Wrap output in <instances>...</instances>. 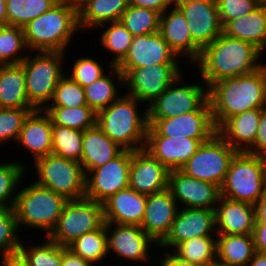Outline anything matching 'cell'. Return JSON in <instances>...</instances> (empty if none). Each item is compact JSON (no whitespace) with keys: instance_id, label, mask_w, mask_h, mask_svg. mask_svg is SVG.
Masks as SVG:
<instances>
[{"instance_id":"d6a6232c","label":"cell","mask_w":266,"mask_h":266,"mask_svg":"<svg viewBox=\"0 0 266 266\" xmlns=\"http://www.w3.org/2000/svg\"><path fill=\"white\" fill-rule=\"evenodd\" d=\"M107 64L110 75L106 73L107 75L105 74L100 79L84 87L87 104L96 113L122 96L118 94V86L124 87V75L116 66H112L110 63ZM114 77L116 78L114 79Z\"/></svg>"},{"instance_id":"2e32d148","label":"cell","mask_w":266,"mask_h":266,"mask_svg":"<svg viewBox=\"0 0 266 266\" xmlns=\"http://www.w3.org/2000/svg\"><path fill=\"white\" fill-rule=\"evenodd\" d=\"M106 241L107 253L135 262H152L150 246H158L138 225L106 223Z\"/></svg>"},{"instance_id":"d590c367","label":"cell","mask_w":266,"mask_h":266,"mask_svg":"<svg viewBox=\"0 0 266 266\" xmlns=\"http://www.w3.org/2000/svg\"><path fill=\"white\" fill-rule=\"evenodd\" d=\"M74 254L89 261L92 265L107 257L106 223L99 229L85 233L67 246Z\"/></svg>"},{"instance_id":"ffe728a7","label":"cell","mask_w":266,"mask_h":266,"mask_svg":"<svg viewBox=\"0 0 266 266\" xmlns=\"http://www.w3.org/2000/svg\"><path fill=\"white\" fill-rule=\"evenodd\" d=\"M169 170L145 149L131 151L129 187L143 195L168 189Z\"/></svg>"},{"instance_id":"3957f363","label":"cell","mask_w":266,"mask_h":266,"mask_svg":"<svg viewBox=\"0 0 266 266\" xmlns=\"http://www.w3.org/2000/svg\"><path fill=\"white\" fill-rule=\"evenodd\" d=\"M25 42L32 51L66 53L74 32L80 30L76 0H65L23 27Z\"/></svg>"},{"instance_id":"7402d4cb","label":"cell","mask_w":266,"mask_h":266,"mask_svg":"<svg viewBox=\"0 0 266 266\" xmlns=\"http://www.w3.org/2000/svg\"><path fill=\"white\" fill-rule=\"evenodd\" d=\"M159 33L179 58L186 57V62L193 65L200 57L202 49L193 41L187 20L177 7H171L161 14Z\"/></svg>"},{"instance_id":"d6986e66","label":"cell","mask_w":266,"mask_h":266,"mask_svg":"<svg viewBox=\"0 0 266 266\" xmlns=\"http://www.w3.org/2000/svg\"><path fill=\"white\" fill-rule=\"evenodd\" d=\"M179 57L159 32L134 36L125 58L117 68H142L156 64H180ZM178 59V60H177Z\"/></svg>"},{"instance_id":"db71d44e","label":"cell","mask_w":266,"mask_h":266,"mask_svg":"<svg viewBox=\"0 0 266 266\" xmlns=\"http://www.w3.org/2000/svg\"><path fill=\"white\" fill-rule=\"evenodd\" d=\"M256 223L255 226H266V192L254 205Z\"/></svg>"},{"instance_id":"ac0fdd59","label":"cell","mask_w":266,"mask_h":266,"mask_svg":"<svg viewBox=\"0 0 266 266\" xmlns=\"http://www.w3.org/2000/svg\"><path fill=\"white\" fill-rule=\"evenodd\" d=\"M215 232V210L179 208L168 235L158 247L171 251L183 241L207 235H217Z\"/></svg>"},{"instance_id":"60d3db41","label":"cell","mask_w":266,"mask_h":266,"mask_svg":"<svg viewBox=\"0 0 266 266\" xmlns=\"http://www.w3.org/2000/svg\"><path fill=\"white\" fill-rule=\"evenodd\" d=\"M160 16L155 10L128 5L119 21L133 36H140L159 32Z\"/></svg>"},{"instance_id":"9c48e42d","label":"cell","mask_w":266,"mask_h":266,"mask_svg":"<svg viewBox=\"0 0 266 266\" xmlns=\"http://www.w3.org/2000/svg\"><path fill=\"white\" fill-rule=\"evenodd\" d=\"M104 223L103 204L87 198L68 200L55 228L45 238L67 247L75 239L99 229Z\"/></svg>"},{"instance_id":"bcb514c9","label":"cell","mask_w":266,"mask_h":266,"mask_svg":"<svg viewBox=\"0 0 266 266\" xmlns=\"http://www.w3.org/2000/svg\"><path fill=\"white\" fill-rule=\"evenodd\" d=\"M34 108H0V143L18 140L23 123Z\"/></svg>"},{"instance_id":"8fae6325","label":"cell","mask_w":266,"mask_h":266,"mask_svg":"<svg viewBox=\"0 0 266 266\" xmlns=\"http://www.w3.org/2000/svg\"><path fill=\"white\" fill-rule=\"evenodd\" d=\"M217 129L214 125L211 105L207 99L196 111L171 118L148 119L146 137L191 138L208 140Z\"/></svg>"},{"instance_id":"1f68e13d","label":"cell","mask_w":266,"mask_h":266,"mask_svg":"<svg viewBox=\"0 0 266 266\" xmlns=\"http://www.w3.org/2000/svg\"><path fill=\"white\" fill-rule=\"evenodd\" d=\"M252 235L217 234V260L225 266H248L255 254Z\"/></svg>"},{"instance_id":"5b68a950","label":"cell","mask_w":266,"mask_h":266,"mask_svg":"<svg viewBox=\"0 0 266 266\" xmlns=\"http://www.w3.org/2000/svg\"><path fill=\"white\" fill-rule=\"evenodd\" d=\"M67 199L35 182L17 192L14 204L17 224L46 232L48 236L55 228Z\"/></svg>"},{"instance_id":"e0dca14e","label":"cell","mask_w":266,"mask_h":266,"mask_svg":"<svg viewBox=\"0 0 266 266\" xmlns=\"http://www.w3.org/2000/svg\"><path fill=\"white\" fill-rule=\"evenodd\" d=\"M176 7L187 20L191 37L201 49L223 33L216 1L189 0Z\"/></svg>"},{"instance_id":"6f0895ef","label":"cell","mask_w":266,"mask_h":266,"mask_svg":"<svg viewBox=\"0 0 266 266\" xmlns=\"http://www.w3.org/2000/svg\"><path fill=\"white\" fill-rule=\"evenodd\" d=\"M0 24L7 25L6 0H0Z\"/></svg>"},{"instance_id":"f1b7e54d","label":"cell","mask_w":266,"mask_h":266,"mask_svg":"<svg viewBox=\"0 0 266 266\" xmlns=\"http://www.w3.org/2000/svg\"><path fill=\"white\" fill-rule=\"evenodd\" d=\"M79 29H95L101 24L117 22L129 0H76Z\"/></svg>"},{"instance_id":"7dc6e473","label":"cell","mask_w":266,"mask_h":266,"mask_svg":"<svg viewBox=\"0 0 266 266\" xmlns=\"http://www.w3.org/2000/svg\"><path fill=\"white\" fill-rule=\"evenodd\" d=\"M72 66L68 76L83 88L105 75L101 62L89 56L76 59Z\"/></svg>"},{"instance_id":"8d00e7d4","label":"cell","mask_w":266,"mask_h":266,"mask_svg":"<svg viewBox=\"0 0 266 266\" xmlns=\"http://www.w3.org/2000/svg\"><path fill=\"white\" fill-rule=\"evenodd\" d=\"M107 26L109 27L107 28ZM99 27L105 28V30H101L103 32L100 33L99 43H101L103 48L114 54L113 59L109 62L112 66H117L128 53L134 36L120 21L104 23L97 28Z\"/></svg>"},{"instance_id":"6da1fadb","label":"cell","mask_w":266,"mask_h":266,"mask_svg":"<svg viewBox=\"0 0 266 266\" xmlns=\"http://www.w3.org/2000/svg\"><path fill=\"white\" fill-rule=\"evenodd\" d=\"M263 53L250 42L222 33L201 50L200 57L193 66H198L199 75L209 88L222 79L238 77L258 70L264 65L263 61H260Z\"/></svg>"},{"instance_id":"e575fe53","label":"cell","mask_w":266,"mask_h":266,"mask_svg":"<svg viewBox=\"0 0 266 266\" xmlns=\"http://www.w3.org/2000/svg\"><path fill=\"white\" fill-rule=\"evenodd\" d=\"M44 111L49 115L52 124L88 130L96 125L97 113L88 105L80 107L47 106Z\"/></svg>"},{"instance_id":"8992f818","label":"cell","mask_w":266,"mask_h":266,"mask_svg":"<svg viewBox=\"0 0 266 266\" xmlns=\"http://www.w3.org/2000/svg\"><path fill=\"white\" fill-rule=\"evenodd\" d=\"M27 56L20 63L25 74V86L29 104L44 110L52 100L59 80L64 76L65 53L57 51H38Z\"/></svg>"},{"instance_id":"4316f807","label":"cell","mask_w":266,"mask_h":266,"mask_svg":"<svg viewBox=\"0 0 266 266\" xmlns=\"http://www.w3.org/2000/svg\"><path fill=\"white\" fill-rule=\"evenodd\" d=\"M263 109L254 108L228 118L217 133L237 152H247L254 145Z\"/></svg>"},{"instance_id":"c3c4849f","label":"cell","mask_w":266,"mask_h":266,"mask_svg":"<svg viewBox=\"0 0 266 266\" xmlns=\"http://www.w3.org/2000/svg\"><path fill=\"white\" fill-rule=\"evenodd\" d=\"M217 7L222 26L229 21L239 19L254 9L261 3V0H217Z\"/></svg>"},{"instance_id":"f907efd6","label":"cell","mask_w":266,"mask_h":266,"mask_svg":"<svg viewBox=\"0 0 266 266\" xmlns=\"http://www.w3.org/2000/svg\"><path fill=\"white\" fill-rule=\"evenodd\" d=\"M129 5L155 10L160 14L173 7L170 0H129Z\"/></svg>"},{"instance_id":"816d5d0a","label":"cell","mask_w":266,"mask_h":266,"mask_svg":"<svg viewBox=\"0 0 266 266\" xmlns=\"http://www.w3.org/2000/svg\"><path fill=\"white\" fill-rule=\"evenodd\" d=\"M61 266H93L89 261L74 254L67 247L63 246Z\"/></svg>"},{"instance_id":"b9f144b4","label":"cell","mask_w":266,"mask_h":266,"mask_svg":"<svg viewBox=\"0 0 266 266\" xmlns=\"http://www.w3.org/2000/svg\"><path fill=\"white\" fill-rule=\"evenodd\" d=\"M23 50L28 52L23 28L2 25V33L0 35V65L20 64L27 56L21 53Z\"/></svg>"},{"instance_id":"603a6c76","label":"cell","mask_w":266,"mask_h":266,"mask_svg":"<svg viewBox=\"0 0 266 266\" xmlns=\"http://www.w3.org/2000/svg\"><path fill=\"white\" fill-rule=\"evenodd\" d=\"M216 233L252 235L256 216L253 204L221 196L215 207Z\"/></svg>"},{"instance_id":"7c38bea8","label":"cell","mask_w":266,"mask_h":266,"mask_svg":"<svg viewBox=\"0 0 266 266\" xmlns=\"http://www.w3.org/2000/svg\"><path fill=\"white\" fill-rule=\"evenodd\" d=\"M124 75L126 94L148 108L183 73L180 64H156L142 68H118Z\"/></svg>"},{"instance_id":"5bb4252c","label":"cell","mask_w":266,"mask_h":266,"mask_svg":"<svg viewBox=\"0 0 266 266\" xmlns=\"http://www.w3.org/2000/svg\"><path fill=\"white\" fill-rule=\"evenodd\" d=\"M130 163L131 150L124 149L104 166L87 172L85 198L103 204L118 191L128 188Z\"/></svg>"},{"instance_id":"ee69618b","label":"cell","mask_w":266,"mask_h":266,"mask_svg":"<svg viewBox=\"0 0 266 266\" xmlns=\"http://www.w3.org/2000/svg\"><path fill=\"white\" fill-rule=\"evenodd\" d=\"M18 231L14 208L0 209V256L19 252L22 240Z\"/></svg>"},{"instance_id":"74e56055","label":"cell","mask_w":266,"mask_h":266,"mask_svg":"<svg viewBox=\"0 0 266 266\" xmlns=\"http://www.w3.org/2000/svg\"><path fill=\"white\" fill-rule=\"evenodd\" d=\"M83 132L53 124L52 154L80 163L83 150Z\"/></svg>"},{"instance_id":"681fc988","label":"cell","mask_w":266,"mask_h":266,"mask_svg":"<svg viewBox=\"0 0 266 266\" xmlns=\"http://www.w3.org/2000/svg\"><path fill=\"white\" fill-rule=\"evenodd\" d=\"M247 152L266 158V108L261 111L254 145Z\"/></svg>"},{"instance_id":"4fadbf2b","label":"cell","mask_w":266,"mask_h":266,"mask_svg":"<svg viewBox=\"0 0 266 266\" xmlns=\"http://www.w3.org/2000/svg\"><path fill=\"white\" fill-rule=\"evenodd\" d=\"M183 77H178L147 108L148 119L171 118L196 111L208 99V87L205 83L184 85Z\"/></svg>"},{"instance_id":"f6af8a7d","label":"cell","mask_w":266,"mask_h":266,"mask_svg":"<svg viewBox=\"0 0 266 266\" xmlns=\"http://www.w3.org/2000/svg\"><path fill=\"white\" fill-rule=\"evenodd\" d=\"M50 103L48 106L80 107L88 105L84 88L68 74H65L57 83Z\"/></svg>"},{"instance_id":"83f0119b","label":"cell","mask_w":266,"mask_h":266,"mask_svg":"<svg viewBox=\"0 0 266 266\" xmlns=\"http://www.w3.org/2000/svg\"><path fill=\"white\" fill-rule=\"evenodd\" d=\"M124 149L112 141L97 125L83 132V150L80 164L85 172L104 166Z\"/></svg>"},{"instance_id":"d4e9b609","label":"cell","mask_w":266,"mask_h":266,"mask_svg":"<svg viewBox=\"0 0 266 266\" xmlns=\"http://www.w3.org/2000/svg\"><path fill=\"white\" fill-rule=\"evenodd\" d=\"M147 196L130 187L118 191L103 203L105 223L141 225Z\"/></svg>"},{"instance_id":"94428289","label":"cell","mask_w":266,"mask_h":266,"mask_svg":"<svg viewBox=\"0 0 266 266\" xmlns=\"http://www.w3.org/2000/svg\"><path fill=\"white\" fill-rule=\"evenodd\" d=\"M57 3H59V2H63V1H65V0H55Z\"/></svg>"},{"instance_id":"30bf717a","label":"cell","mask_w":266,"mask_h":266,"mask_svg":"<svg viewBox=\"0 0 266 266\" xmlns=\"http://www.w3.org/2000/svg\"><path fill=\"white\" fill-rule=\"evenodd\" d=\"M237 151L217 132L203 142L197 152L180 169L185 175L211 182L220 188Z\"/></svg>"},{"instance_id":"ba28073f","label":"cell","mask_w":266,"mask_h":266,"mask_svg":"<svg viewBox=\"0 0 266 266\" xmlns=\"http://www.w3.org/2000/svg\"><path fill=\"white\" fill-rule=\"evenodd\" d=\"M37 185L64 196L67 200L85 198L86 174L77 161L48 154L34 162Z\"/></svg>"},{"instance_id":"11a10c76","label":"cell","mask_w":266,"mask_h":266,"mask_svg":"<svg viewBox=\"0 0 266 266\" xmlns=\"http://www.w3.org/2000/svg\"><path fill=\"white\" fill-rule=\"evenodd\" d=\"M1 263V266H29L28 262L19 252L7 256H2Z\"/></svg>"},{"instance_id":"484cf974","label":"cell","mask_w":266,"mask_h":266,"mask_svg":"<svg viewBox=\"0 0 266 266\" xmlns=\"http://www.w3.org/2000/svg\"><path fill=\"white\" fill-rule=\"evenodd\" d=\"M52 122L44 110L35 109L26 117L17 140L34 162L52 153Z\"/></svg>"},{"instance_id":"7bdbcfd3","label":"cell","mask_w":266,"mask_h":266,"mask_svg":"<svg viewBox=\"0 0 266 266\" xmlns=\"http://www.w3.org/2000/svg\"><path fill=\"white\" fill-rule=\"evenodd\" d=\"M23 243L22 240L19 253L29 266H61L63 246L49 238L39 245L32 244L26 247Z\"/></svg>"},{"instance_id":"7a4b0ae2","label":"cell","mask_w":266,"mask_h":266,"mask_svg":"<svg viewBox=\"0 0 266 266\" xmlns=\"http://www.w3.org/2000/svg\"><path fill=\"white\" fill-rule=\"evenodd\" d=\"M208 100L216 129L234 115L266 108V63L254 72L213 83Z\"/></svg>"},{"instance_id":"9a60e30c","label":"cell","mask_w":266,"mask_h":266,"mask_svg":"<svg viewBox=\"0 0 266 266\" xmlns=\"http://www.w3.org/2000/svg\"><path fill=\"white\" fill-rule=\"evenodd\" d=\"M168 189L181 208L215 210L221 197V188L211 182L185 175L180 170L169 172Z\"/></svg>"},{"instance_id":"ab89813d","label":"cell","mask_w":266,"mask_h":266,"mask_svg":"<svg viewBox=\"0 0 266 266\" xmlns=\"http://www.w3.org/2000/svg\"><path fill=\"white\" fill-rule=\"evenodd\" d=\"M22 162L9 161L0 163V209L13 208L20 183L26 172ZM18 188V189H17ZM16 193V194H15Z\"/></svg>"},{"instance_id":"44dd1931","label":"cell","mask_w":266,"mask_h":266,"mask_svg":"<svg viewBox=\"0 0 266 266\" xmlns=\"http://www.w3.org/2000/svg\"><path fill=\"white\" fill-rule=\"evenodd\" d=\"M179 208L169 189L148 195L140 227L159 245L168 235Z\"/></svg>"},{"instance_id":"52a82bcc","label":"cell","mask_w":266,"mask_h":266,"mask_svg":"<svg viewBox=\"0 0 266 266\" xmlns=\"http://www.w3.org/2000/svg\"><path fill=\"white\" fill-rule=\"evenodd\" d=\"M266 192V158L237 152L221 186V196L253 205Z\"/></svg>"},{"instance_id":"680465c9","label":"cell","mask_w":266,"mask_h":266,"mask_svg":"<svg viewBox=\"0 0 266 266\" xmlns=\"http://www.w3.org/2000/svg\"><path fill=\"white\" fill-rule=\"evenodd\" d=\"M172 5L174 7H176L177 5L183 3V2H186V1H189V0H170ZM208 1H217V0H208Z\"/></svg>"},{"instance_id":"4dcf8cb0","label":"cell","mask_w":266,"mask_h":266,"mask_svg":"<svg viewBox=\"0 0 266 266\" xmlns=\"http://www.w3.org/2000/svg\"><path fill=\"white\" fill-rule=\"evenodd\" d=\"M0 108H33L27 98L21 64L0 65Z\"/></svg>"},{"instance_id":"cb8c5ba5","label":"cell","mask_w":266,"mask_h":266,"mask_svg":"<svg viewBox=\"0 0 266 266\" xmlns=\"http://www.w3.org/2000/svg\"><path fill=\"white\" fill-rule=\"evenodd\" d=\"M207 140L191 138L146 137L145 150L169 171L180 170Z\"/></svg>"},{"instance_id":"6125c7cd","label":"cell","mask_w":266,"mask_h":266,"mask_svg":"<svg viewBox=\"0 0 266 266\" xmlns=\"http://www.w3.org/2000/svg\"><path fill=\"white\" fill-rule=\"evenodd\" d=\"M1 33H2V25L0 24V35H1Z\"/></svg>"},{"instance_id":"91938a15","label":"cell","mask_w":266,"mask_h":266,"mask_svg":"<svg viewBox=\"0 0 266 266\" xmlns=\"http://www.w3.org/2000/svg\"><path fill=\"white\" fill-rule=\"evenodd\" d=\"M212 266H225V265H222V264H219V263H215L214 265H212Z\"/></svg>"},{"instance_id":"f546056e","label":"cell","mask_w":266,"mask_h":266,"mask_svg":"<svg viewBox=\"0 0 266 266\" xmlns=\"http://www.w3.org/2000/svg\"><path fill=\"white\" fill-rule=\"evenodd\" d=\"M227 36L250 42L262 52L266 51V2L239 19L229 21L223 27Z\"/></svg>"},{"instance_id":"f5cc1de1","label":"cell","mask_w":266,"mask_h":266,"mask_svg":"<svg viewBox=\"0 0 266 266\" xmlns=\"http://www.w3.org/2000/svg\"><path fill=\"white\" fill-rule=\"evenodd\" d=\"M163 254L164 258L159 260L161 261L159 266H200L198 264L180 259L170 250L164 249Z\"/></svg>"},{"instance_id":"277c9868","label":"cell","mask_w":266,"mask_h":266,"mask_svg":"<svg viewBox=\"0 0 266 266\" xmlns=\"http://www.w3.org/2000/svg\"><path fill=\"white\" fill-rule=\"evenodd\" d=\"M140 103L123 94L108 107L97 112L96 125L125 150L145 148L148 112L147 108L139 110Z\"/></svg>"},{"instance_id":"9f6ffc18","label":"cell","mask_w":266,"mask_h":266,"mask_svg":"<svg viewBox=\"0 0 266 266\" xmlns=\"http://www.w3.org/2000/svg\"><path fill=\"white\" fill-rule=\"evenodd\" d=\"M248 266H266V254L255 252Z\"/></svg>"},{"instance_id":"836d02e7","label":"cell","mask_w":266,"mask_h":266,"mask_svg":"<svg viewBox=\"0 0 266 266\" xmlns=\"http://www.w3.org/2000/svg\"><path fill=\"white\" fill-rule=\"evenodd\" d=\"M172 252L182 260L212 266L217 260V235L188 239L179 243Z\"/></svg>"},{"instance_id":"f35d334b","label":"cell","mask_w":266,"mask_h":266,"mask_svg":"<svg viewBox=\"0 0 266 266\" xmlns=\"http://www.w3.org/2000/svg\"><path fill=\"white\" fill-rule=\"evenodd\" d=\"M56 4L55 0H6L7 25L23 28Z\"/></svg>"}]
</instances>
